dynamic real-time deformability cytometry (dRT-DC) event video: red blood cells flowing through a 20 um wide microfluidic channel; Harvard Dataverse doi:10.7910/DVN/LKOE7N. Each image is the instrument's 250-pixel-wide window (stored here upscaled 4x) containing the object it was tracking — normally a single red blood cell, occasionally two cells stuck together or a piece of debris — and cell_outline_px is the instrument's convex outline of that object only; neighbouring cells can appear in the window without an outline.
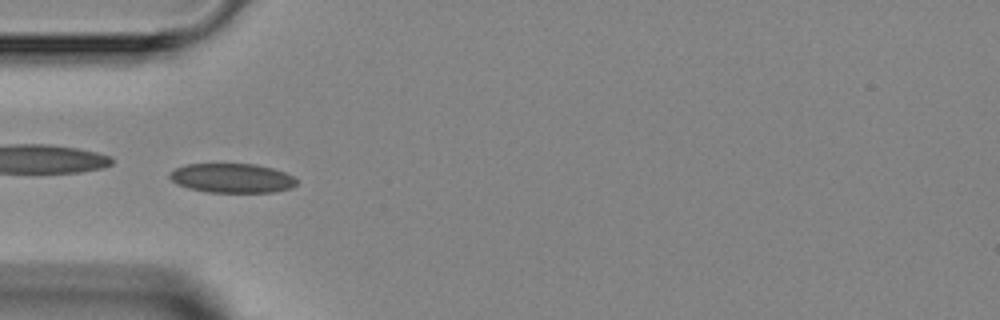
{"species": "Egyptian fruit bat (a non-hibernating species)", "species_latin": "Rousettus aegyptiacus", "temperature_condition": "room temperature", "stored_images_in_passage": 5, "camera_frame_rate_fps": 3000, "um_per_image_px": 0.085, "animal": {"sex": "female"}, "frame": {"image": 1, "passage_image": 3, "time_ms": 2.333, "image_size_px": [1000, 320], "cell_outline_px": [[296, 184], [288, 188], [272, 192], [208, 192], [188, 188], [176, 184], [168, 176], [168, 172], [184, 164], [256, 164], [272, 168], [284, 172], [292, 176], [296, 180]], "centroid_in_image_um": [19.66, 15.13], "position_along_channel_um": 65.3, "area_um2": 21.62}}
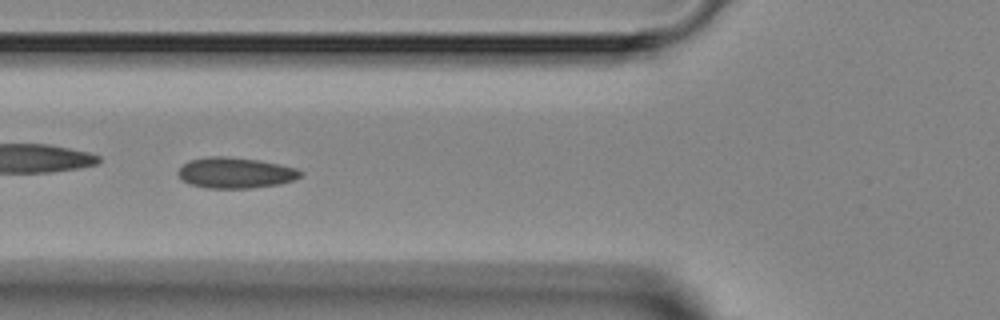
{"frame": {"image": 2, "passage_image": 4, "time_ms": 3.333, "image_size_px": [1000, 320], "cell_outline_px": [[304, 172], [300, 176], [292, 180], [280, 184], [252, 188], [204, 188], [192, 184], [184, 180], [180, 176], [180, 168], [184, 164], [192, 160], [208, 156], [224, 156], [260, 160], [296, 168]], "centroid_in_image_um": [20.06, 14.69], "position_along_channel_um": 105.7, "area_um2": 21.68}}
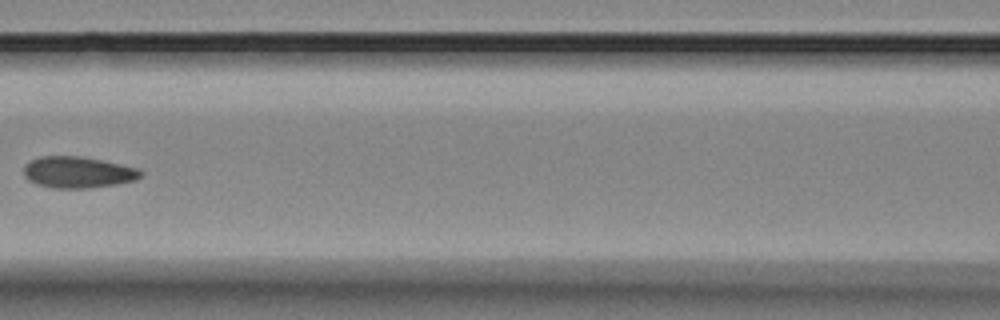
{"frame": {"image": 3, "passage_image": 5, "time_ms": 4.667, "image_size_px": [1000, 320], "cell_outline_px": [[144, 172], [136, 180], [116, 184], [88, 188], [52, 188], [36, 184], [28, 180], [24, 176], [24, 168], [32, 160], [40, 156], [80, 156], [104, 160], [140, 168]], "centroid_in_image_um": [6.66, 14.64], "position_along_channel_um": 159.9, "area_um2": 21.5}}